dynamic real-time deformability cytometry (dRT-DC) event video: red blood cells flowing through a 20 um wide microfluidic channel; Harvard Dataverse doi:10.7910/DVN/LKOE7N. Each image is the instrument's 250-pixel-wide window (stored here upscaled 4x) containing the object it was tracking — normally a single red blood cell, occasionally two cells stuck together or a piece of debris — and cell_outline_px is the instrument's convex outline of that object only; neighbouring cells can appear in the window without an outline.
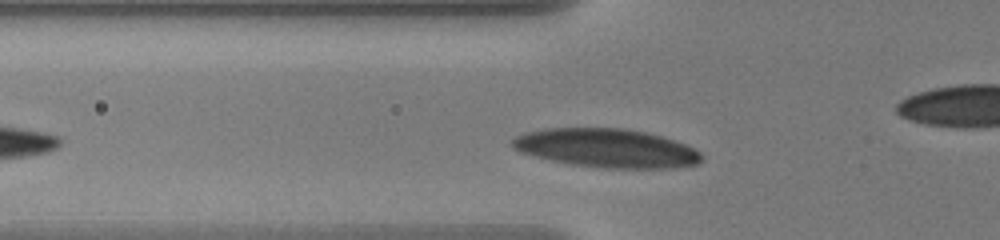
{"species": "human", "species_latin": "Homo sapiens", "temperature_condition": "warm", "stored_images_in_passage": 7, "segment_of_instrument_passage": [1, 2], "camera_frame_rate_fps": 3000, "um_per_image_px": 0.085, "donor": {"sex": "male"}, "frame": {"image": 1, "passage_image": 5, "time_ms": 1.333, "image_size_px": [1000, 240], "cell_outline_px": [[704, 160], [700, 164], [672, 168], [604, 168], [572, 164], [532, 156], [520, 152], [512, 148], [512, 140], [516, 136], [524, 132], [544, 128], [624, 128], [648, 132], [696, 148], [704, 156]], "centroid_in_image_um": [51.58, 12.59], "position_along_channel_um": 74.2, "area_um2": 43.06}}